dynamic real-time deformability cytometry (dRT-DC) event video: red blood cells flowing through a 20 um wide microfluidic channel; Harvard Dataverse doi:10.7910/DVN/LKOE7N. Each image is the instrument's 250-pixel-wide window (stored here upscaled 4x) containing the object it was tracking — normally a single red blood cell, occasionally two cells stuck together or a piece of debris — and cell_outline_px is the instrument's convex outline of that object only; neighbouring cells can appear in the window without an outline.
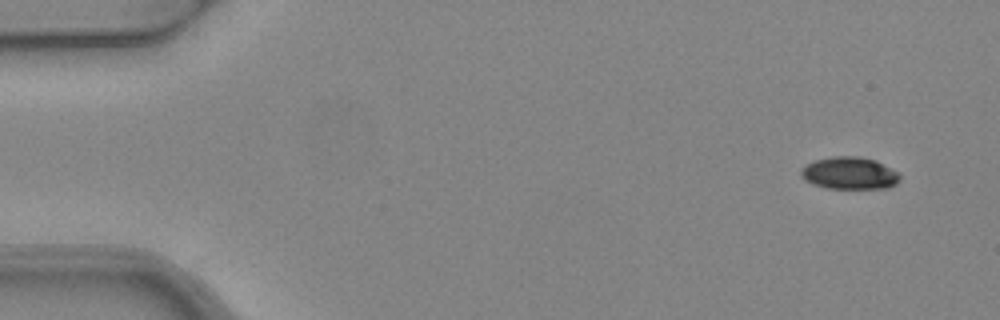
{"species": "common noctule bat (a hibernating species)", "species_latin": "Nyctalus noctula", "temperature_condition": "warm", "stored_images_in_passage": 3, "camera_frame_rate_fps": 3000, "um_per_image_px": 0.085, "animal": {"sex": "female", "body_mass_g": 24.6, "forearm_length_mm": 56.2}, "frame": {"image": 1, "passage_image": 1, "time_ms": 0.0, "image_size_px": [1000, 320], "cell_outline_px": [[900, 180], [896, 184], [888, 188], [828, 188], [812, 184], [804, 180], [800, 176], [800, 172], [808, 164], [816, 160], [832, 156], [856, 156], [876, 160], [896, 172], [900, 176]], "centroid_in_image_um": [72.2, 14.72], "position_along_channel_um": 12.8, "area_um2": 18.44}}